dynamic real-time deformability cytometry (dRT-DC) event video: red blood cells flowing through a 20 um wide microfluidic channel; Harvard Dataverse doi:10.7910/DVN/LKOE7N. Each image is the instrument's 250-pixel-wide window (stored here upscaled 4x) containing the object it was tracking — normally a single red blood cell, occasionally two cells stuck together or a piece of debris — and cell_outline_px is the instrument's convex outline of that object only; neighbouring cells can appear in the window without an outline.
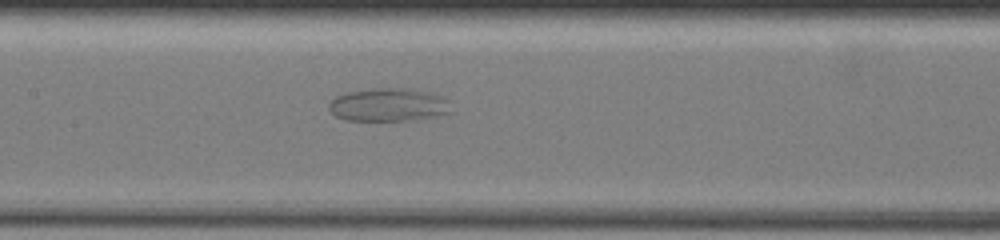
{"species": "common noctule bat (a hibernating species)", "species_latin": "Nyctalus noctula", "temperature_condition": "warm", "stored_images_in_passage": 53, "camera_frame_rate_fps": 3000, "um_per_image_px": 0.085, "animal": {"sex": "female", "body_mass_g": 19.5, "forearm_length_mm": 54.1}, "frame": {"image": 1, "passage_image": 31, "time_ms": 10.0, "image_size_px": [1000, 240], "cell_outline_px": [[452, 112], [432, 116], [408, 120], [344, 120], [336, 116], [328, 108], [328, 104], [336, 96], [348, 92], [372, 88], [408, 88], [432, 92], [440, 96], [444, 100]], "centroid_in_image_um": [32.96, 8.89], "position_along_channel_um": 174.4, "area_um2": 23.29}}
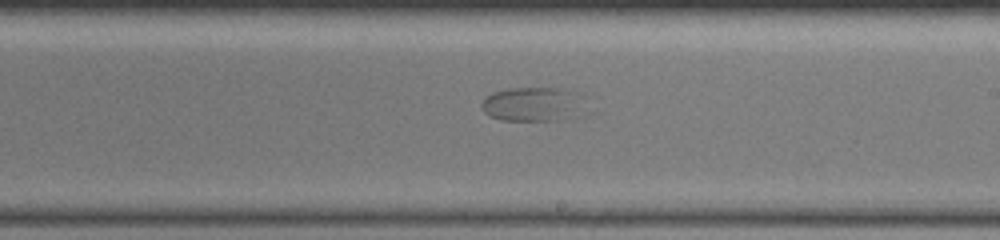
{"frame": {"image": 2, "passage_image": 37, "time_ms": 12.0, "image_size_px": [1000, 240], "cell_outline_px": [[580, 116], [556, 120], [500, 120], [484, 112], [480, 104], [484, 96], [492, 92], [512, 88], [568, 88], [576, 92]], "centroid_in_image_um": [45.19, 8.85], "position_along_channel_um": 243.8, "area_um2": 20.4}}
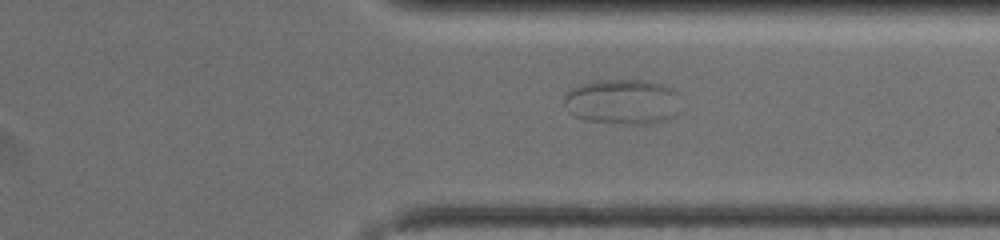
{"frame": {"image": 3, "passage_image": 47, "time_ms": 15.333, "image_size_px": [1000, 240], "cell_outline_px": [[680, 112], [664, 120], [652, 124], [620, 124], [584, 120], [572, 116], [568, 112], [564, 104], [564, 96], [572, 88], [580, 84], [596, 80], [648, 80], [664, 84], [680, 92]], "centroid_in_image_um": [52.95, 8.65], "position_along_channel_um": 358.4, "area_um2": 31.56}}